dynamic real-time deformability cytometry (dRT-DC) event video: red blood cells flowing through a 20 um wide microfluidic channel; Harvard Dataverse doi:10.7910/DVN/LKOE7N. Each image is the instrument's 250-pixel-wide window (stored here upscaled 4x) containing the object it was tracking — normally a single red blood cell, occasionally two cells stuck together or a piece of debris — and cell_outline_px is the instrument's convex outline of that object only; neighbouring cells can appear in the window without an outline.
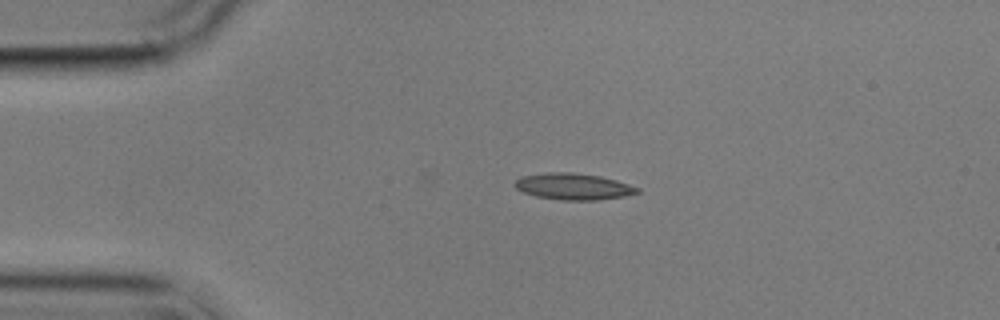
{"species": "common noctule bat (a hibernating species)", "species_latin": "Nyctalus noctula", "temperature_condition": "cold", "stored_images_in_passage": 5, "segment_of_instrument_passage": [1, 2], "camera_frame_rate_fps": 3000, "um_per_image_px": 0.085, "animal": {"sex": "male", "body_mass_g": 17.9}, "frame": {"image": 1, "passage_image": 3, "time_ms": 2.333, "image_size_px": [1000, 320], "cell_outline_px": [[640, 192], [624, 196], [596, 200], [560, 200], [536, 196], [524, 192], [516, 188], [512, 184], [520, 176], [548, 172], [572, 172], [600, 176], [616, 180], [640, 188]], "centroid_in_image_um": [48.71, 15.84], "position_along_channel_um": 36.3, "area_um2": 18.9}}